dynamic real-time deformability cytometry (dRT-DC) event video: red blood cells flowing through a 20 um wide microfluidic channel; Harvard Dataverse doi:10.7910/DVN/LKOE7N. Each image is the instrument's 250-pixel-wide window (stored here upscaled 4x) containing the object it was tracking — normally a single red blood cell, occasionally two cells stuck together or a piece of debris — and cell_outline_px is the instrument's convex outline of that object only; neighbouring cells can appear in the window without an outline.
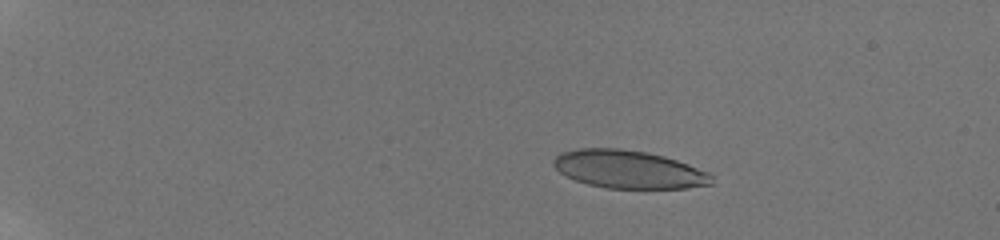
{"species": "human", "species_latin": "Homo sapiens", "temperature_condition": "room temperature", "stored_images_in_passage": 9, "camera_frame_rate_fps": 3000, "um_per_image_px": 0.085, "donor": {"sex": "male"}, "frame": {"image": 1, "passage_image": 3, "time_ms": 1.667, "image_size_px": [1000, 240], "cell_outline_px": [[712, 184], [688, 188], [608, 188], [588, 184], [576, 180], [560, 172], [552, 164], [552, 160], [556, 156], [564, 152], [580, 148], [620, 148], [648, 152], [664, 156], [688, 164], [708, 172], [712, 176]], "centroid_in_image_um": [53.44, 14.39], "position_along_channel_um": 31.6, "area_um2": 34.85}}
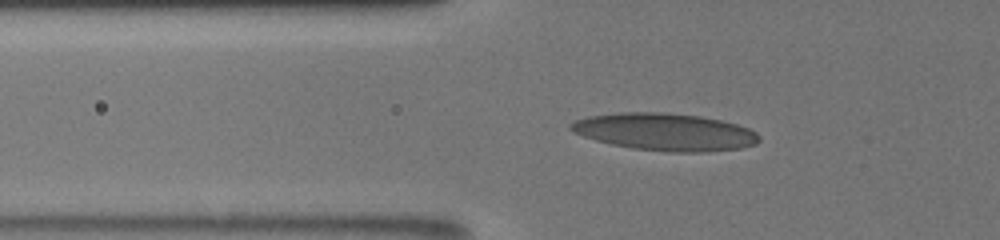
{"frame": {"image": 2, "passage_image": 8, "time_ms": 5.333, "image_size_px": [1000, 240], "cell_outline_px": [[760, 140], [756, 144], [740, 148], [704, 152], [668, 152], [632, 148], [612, 144], [596, 140], [572, 132], [568, 128], [568, 124], [576, 120], [588, 116], [620, 112], [668, 112], [700, 116], [720, 120], [736, 124], [748, 128], [756, 132], [760, 136]], "centroid_in_image_um": [56.51, 11.21], "position_along_channel_um": 69.3, "area_um2": 41.1}}